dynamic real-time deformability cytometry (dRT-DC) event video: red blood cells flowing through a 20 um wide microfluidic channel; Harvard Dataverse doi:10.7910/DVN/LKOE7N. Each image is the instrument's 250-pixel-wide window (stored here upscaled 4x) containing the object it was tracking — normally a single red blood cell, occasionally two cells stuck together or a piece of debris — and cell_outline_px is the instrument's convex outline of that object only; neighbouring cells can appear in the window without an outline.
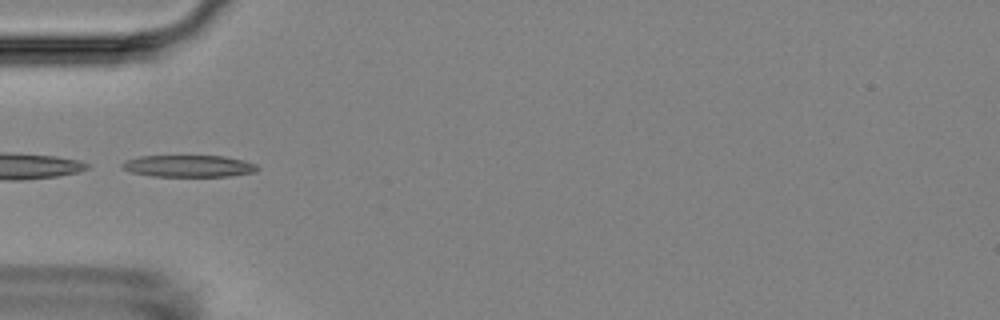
{"species": "Egyptian fruit bat (a non-hibernating species)", "species_latin": "Rousettus aegyptiacus", "temperature_condition": "room temperature", "stored_images_in_passage": 6, "camera_frame_rate_fps": 3000, "um_per_image_px": 0.085, "animal": {"sex": "female"}, "frame": {"image": 1, "passage_image": 1, "time_ms": 0.0, "image_size_px": [1000, 320], "cell_outline_px": [[260, 168], [256, 172], [232, 176], [152, 176], [128, 172], [120, 164], [124, 160], [140, 156], [224, 156], [244, 160], [256, 164]], "centroid_in_image_um": [16.05, 14.11], "position_along_channel_um": 69.0, "area_um2": 17.4}}
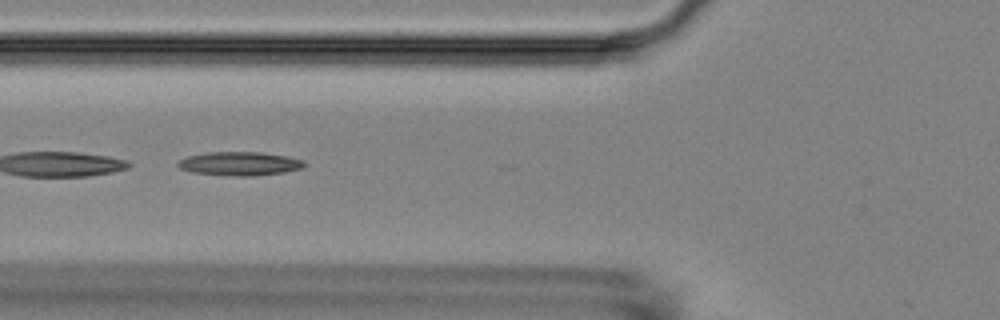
{"frame": {"image": 2, "passage_image": 4, "time_ms": 1.0, "image_size_px": [1000, 320], "cell_outline_px": [[304, 164], [300, 168], [284, 172], [252, 176], [236, 176], [192, 172], [180, 168], [176, 164], [180, 160], [188, 156], [208, 152], [260, 152], [288, 156], [304, 160]], "centroid_in_image_um": [20.37, 13.9], "position_along_channel_um": 105.4, "area_um2": 17.28}}